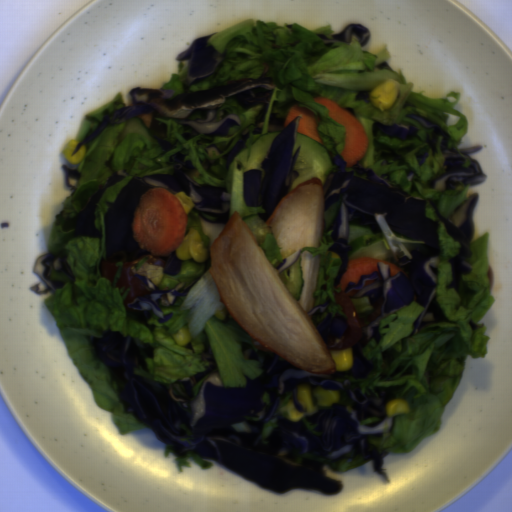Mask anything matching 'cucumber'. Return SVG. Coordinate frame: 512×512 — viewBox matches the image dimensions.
Wrapping results in <instances>:
<instances>
[{
    "label": "cucumber",
    "mask_w": 512,
    "mask_h": 512,
    "mask_svg": "<svg viewBox=\"0 0 512 512\" xmlns=\"http://www.w3.org/2000/svg\"><path fill=\"white\" fill-rule=\"evenodd\" d=\"M280 132L277 130L258 136L250 144L249 159L248 148L245 147L234 158L227 171L226 191L230 196L229 219L237 211L259 246L273 228L258 215V213H264L265 208L247 206L245 203L243 196L244 175L248 170L258 169L260 170V181L264 179V169L261 168V163Z\"/></svg>",
    "instance_id": "obj_1"
},
{
    "label": "cucumber",
    "mask_w": 512,
    "mask_h": 512,
    "mask_svg": "<svg viewBox=\"0 0 512 512\" xmlns=\"http://www.w3.org/2000/svg\"><path fill=\"white\" fill-rule=\"evenodd\" d=\"M300 147V153L293 170L298 172L290 191L303 181L318 178L323 185L326 184V171L332 167L331 152L319 142L297 131L293 155ZM289 191V192H290Z\"/></svg>",
    "instance_id": "obj_2"
}]
</instances>
